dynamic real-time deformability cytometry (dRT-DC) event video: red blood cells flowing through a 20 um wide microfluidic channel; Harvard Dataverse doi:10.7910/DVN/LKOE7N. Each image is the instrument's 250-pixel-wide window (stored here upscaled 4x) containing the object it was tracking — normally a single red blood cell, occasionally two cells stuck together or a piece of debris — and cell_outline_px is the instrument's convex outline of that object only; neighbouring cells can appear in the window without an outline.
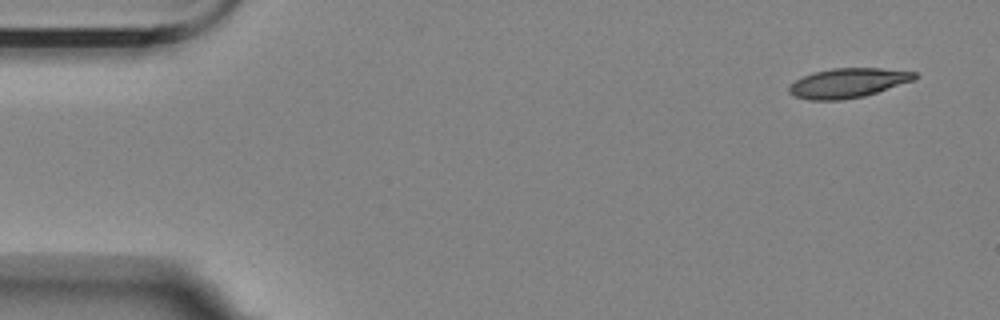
{"species": "Egyptian fruit bat (a non-hibernating species)", "species_latin": "Rousettus aegyptiacus", "temperature_condition": "room temperature", "stored_images_in_passage": 6, "camera_frame_rate_fps": 3000, "um_per_image_px": 0.085, "animal": {"sex": "female"}, "frame": {"image": 1, "passage_image": 1, "time_ms": 0.0, "image_size_px": [1000, 320], "cell_outline_px": [[920, 76], [912, 80], [864, 96], [840, 100], [808, 100], [796, 96], [788, 92], [788, 88], [796, 80], [812, 72], [832, 68], [880, 68], [916, 72]], "centroid_in_image_um": [72.06, 7.04], "position_along_channel_um": 12.9, "area_um2": 21.39}}
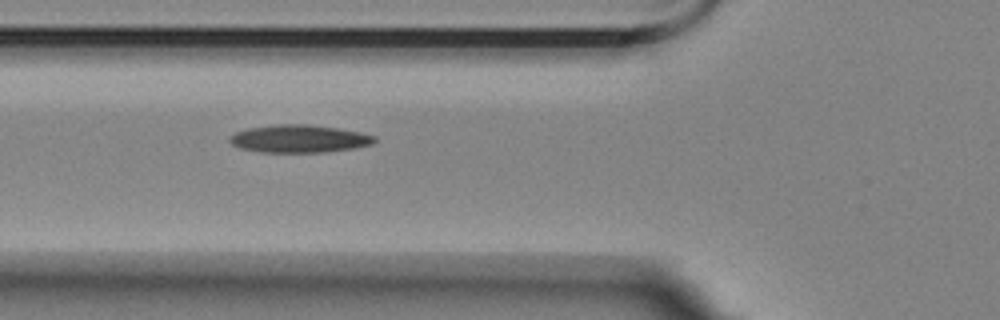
{"frame": {"image": 2, "passage_image": 4, "time_ms": 5.667, "image_size_px": [1000, 320], "cell_outline_px": [[376, 140], [372, 144], [356, 148], [324, 152], [260, 152], [240, 148], [232, 144], [228, 140], [228, 136], [236, 132], [248, 128], [276, 124], [308, 124], [340, 128], [360, 132], [376, 136]], "centroid_in_image_um": [25.43, 11.79], "position_along_channel_um": 100.4, "area_um2": 23.58}}
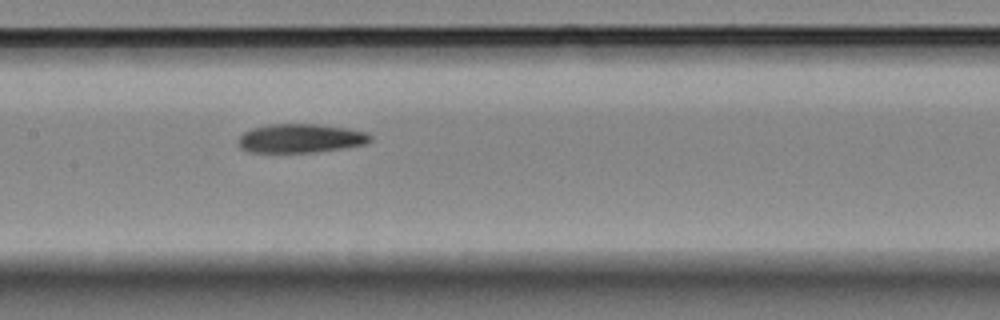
{"frame": {"image": 3, "passage_image": 6, "time_ms": 8.0, "image_size_px": [1000, 320], "cell_outline_px": [[372, 140], [364, 144], [348, 148], [316, 152], [252, 152], [240, 148], [240, 136], [244, 132], [252, 128], [268, 124], [316, 124], [348, 128], [368, 132], [372, 136]], "centroid_in_image_um": [25.61, 11.75], "position_along_channel_um": 181.8, "area_um2": 22.31}}